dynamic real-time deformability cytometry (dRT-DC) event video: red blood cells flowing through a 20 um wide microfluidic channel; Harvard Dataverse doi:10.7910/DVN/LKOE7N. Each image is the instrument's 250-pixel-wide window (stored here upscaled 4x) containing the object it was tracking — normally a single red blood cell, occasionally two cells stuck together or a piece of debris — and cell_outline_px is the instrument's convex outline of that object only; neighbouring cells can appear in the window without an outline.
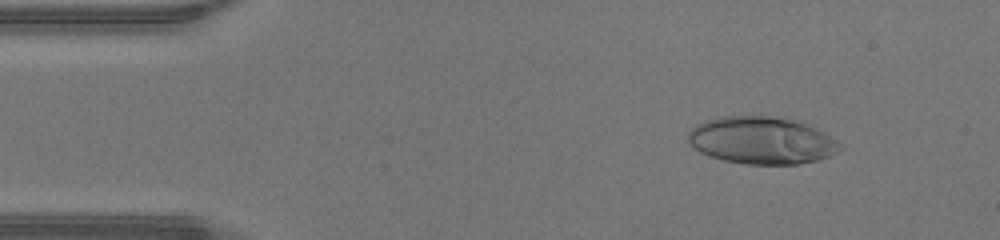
{"species": "human", "species_latin": "Homo sapiens", "temperature_condition": "warm", "stored_images_in_passage": 45, "camera_frame_rate_fps": 3000, "um_per_image_px": 0.085, "donor": {"sex": "male"}, "frame": {"image": 1, "passage_image": 5, "time_ms": 1.333, "image_size_px": [1000, 240], "cell_outline_px": [[844, 148], [828, 156], [816, 160], [800, 164], [744, 164], [724, 160], [708, 156], [700, 152], [688, 140], [688, 132], [696, 124], [704, 120], [720, 116], [772, 116], [792, 120], [816, 128], [824, 132], [844, 144]], "centroid_in_image_um": [64.75, 11.93], "position_along_channel_um": 20.3, "area_um2": 41.91}}
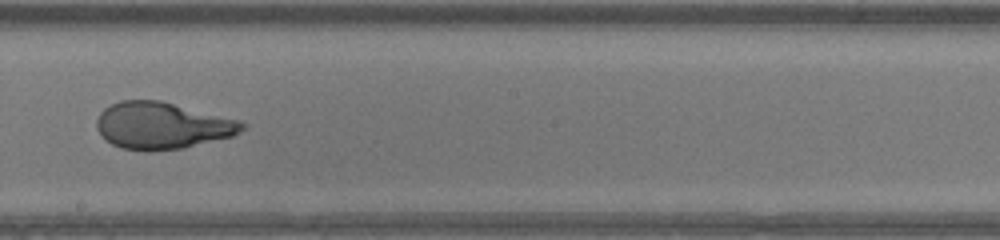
{"frame": {"image": 2, "passage_image": 25, "time_ms": 8.0, "image_size_px": [1000, 240], "cell_outline_px": [[248, 124], [240, 132], [232, 136], [180, 148], [120, 148], [112, 144], [96, 128], [96, 120], [100, 112], [104, 108], [120, 100], [160, 100], [240, 120]], "centroid_in_image_um": [13.8, 10.62], "position_along_channel_um": 234.4, "area_um2": 38.73}}
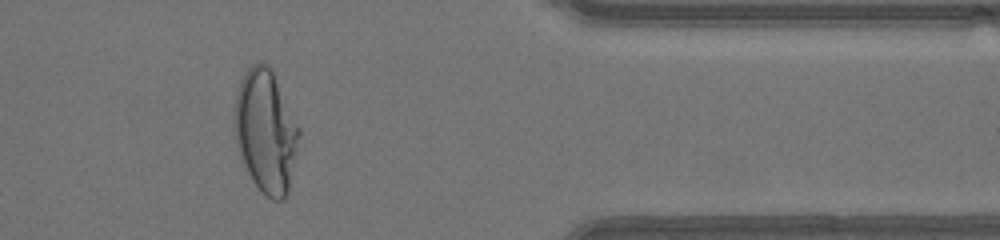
{"frame": {"image": 3, "passage_image": 37, "time_ms": 12.0, "image_size_px": [1000, 240], "cell_outline_px": [[300, 136], [288, 192], [284, 200], [272, 200], [252, 180], [244, 164], [236, 140], [236, 96], [240, 80], [248, 68], [252, 64], [260, 60], [268, 64], [272, 68], [300, 128]], "centroid_in_image_um": [22.63, 11.11], "position_along_channel_um": 388.8, "area_um2": 45.78}, "authors_computed_cell_mechanics": {"area_um2": 41.4426, "velocity_mm_per_s": 4.4736, "shape_relaxation_time_tau1_ms": 8.7057, "shape_relaxation_time_tau2_ms": null, "deformation_change_tau1": 0.4192, "deformation_change_tau2": null}}